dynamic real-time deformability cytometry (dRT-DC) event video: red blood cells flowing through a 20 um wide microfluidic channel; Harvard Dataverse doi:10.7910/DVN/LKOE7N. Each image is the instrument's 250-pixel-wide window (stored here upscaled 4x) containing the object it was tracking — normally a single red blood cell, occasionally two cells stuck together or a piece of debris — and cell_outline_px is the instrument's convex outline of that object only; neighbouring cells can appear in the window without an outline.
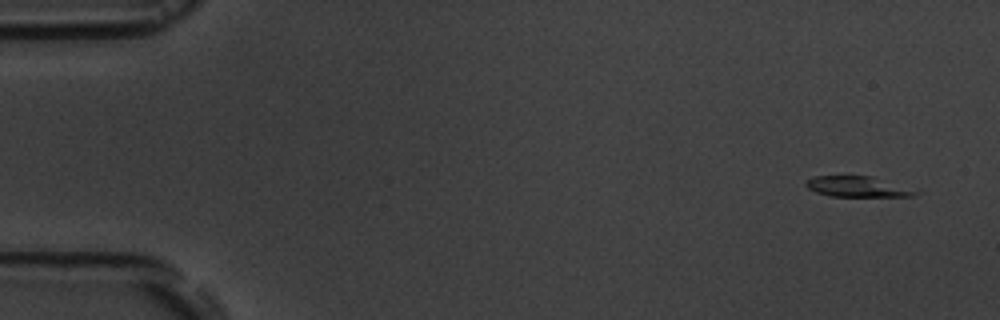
{"species": "common noctule bat (a hibernating species)", "species_latin": "Nyctalus noctula", "temperature_condition": "room temperature", "stored_images_in_passage": 6, "camera_frame_rate_fps": 3000, "um_per_image_px": 0.085, "animal": {"sex": "male", "body_mass_g": 19.5, "forearm_length_mm": 54.6}, "frame": {"image": 1, "passage_image": 1, "time_ms": 0.0, "image_size_px": [1000, 320], "cell_outline_px": [[920, 192], [916, 196], [832, 196], [816, 192], [808, 188], [804, 184], [808, 180], [816, 176], [872, 176]], "centroid_in_image_um": [72.86, 15.87], "position_along_channel_um": 12.1, "area_um2": 12.77}}
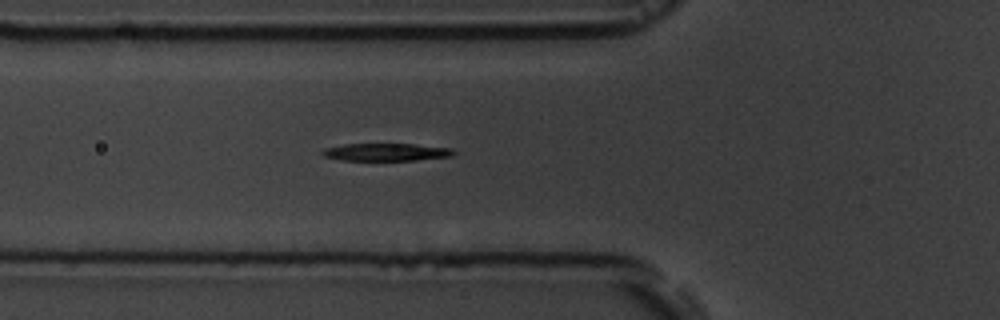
{"frame": {"image": 2, "passage_image": 6, "time_ms": 5.667, "image_size_px": [1000, 320], "cell_outline_px": [[456, 152], [452, 156], [416, 160], [344, 160], [324, 156], [320, 152], [324, 148], [344, 144], [412, 144], [452, 148]], "centroid_in_image_um": [32.83, 12.92], "position_along_channel_um": 93.0, "area_um2": 13.35}}